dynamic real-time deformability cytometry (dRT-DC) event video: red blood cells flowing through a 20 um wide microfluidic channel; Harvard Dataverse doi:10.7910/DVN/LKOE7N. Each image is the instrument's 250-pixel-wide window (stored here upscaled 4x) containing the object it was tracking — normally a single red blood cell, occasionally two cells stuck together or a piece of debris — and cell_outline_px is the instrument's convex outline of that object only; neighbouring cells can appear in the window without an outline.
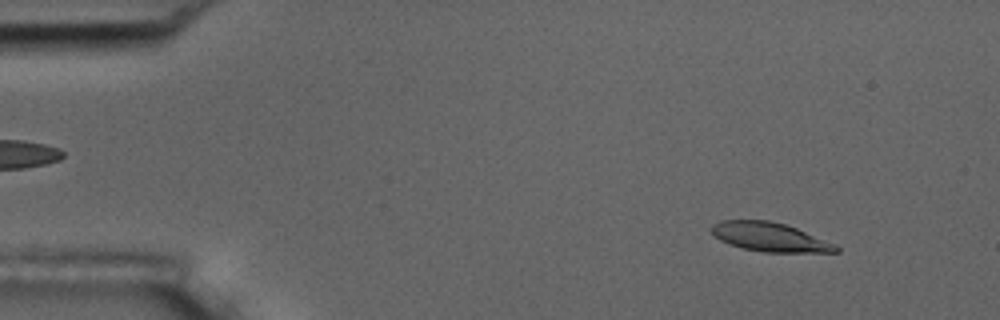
{"species": "common noctule bat (a hibernating species)", "species_latin": "Nyctalus noctula", "temperature_condition": "room temperature", "stored_images_in_passage": 55, "camera_frame_rate_fps": 3000, "um_per_image_px": 0.085, "animal": {"sex": "male", "body_mass_g": 17.5, "forearm_length_mm": 52.3}, "frame": {"image": 1, "passage_image": 6, "time_ms": 1.667, "image_size_px": [1000, 320], "cell_outline_px": [[840, 252], [764, 252], [744, 248], [720, 240], [708, 228], [712, 224], [720, 220], [768, 220], [784, 224], [796, 228], [836, 244], [840, 248]], "centroid_in_image_um": [65.44, 20.14], "position_along_channel_um": 19.6, "area_um2": 20.87}}
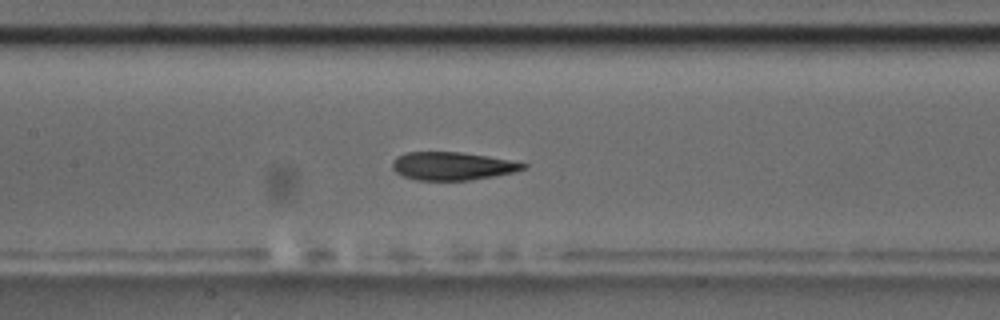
{"frame": {"image": 2, "passage_image": 26, "time_ms": 8.333, "image_size_px": [1000, 320], "cell_outline_px": [[528, 168], [516, 172], [496, 176], [472, 180], [416, 180], [404, 176], [396, 172], [392, 168], [392, 160], [396, 156], [404, 152], [460, 152], [488, 156], [528, 164]], "centroid_in_image_um": [38.46, 14.11], "position_along_channel_um": 168.9, "area_um2": 21.62}}
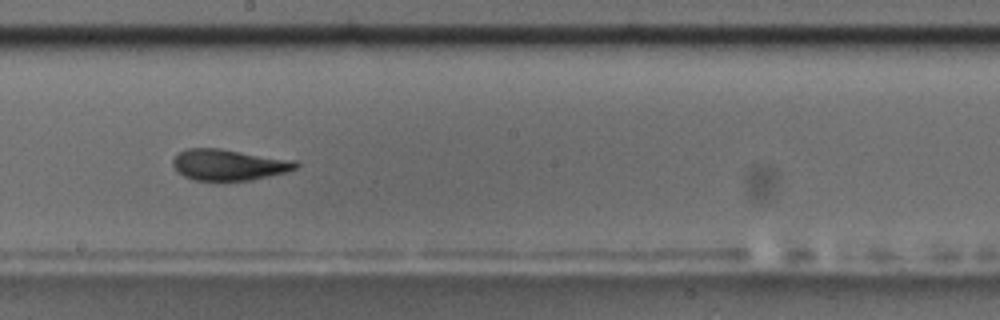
{"frame": {"image": 3, "passage_image": 31, "time_ms": 10.0, "image_size_px": [1000, 320], "cell_outline_px": [[300, 164], [296, 168], [288, 172], [252, 180], [192, 180], [184, 176], [172, 164], [172, 160], [180, 152], [188, 148], [220, 148], [296, 160]], "centroid_in_image_um": [19.5, 14.0], "position_along_channel_um": 228.7, "area_um2": 22.31}, "authors_computed_cell_mechanics": {"area_um2": 22.1952, "velocity_mm_per_s": 3.6165, "shape_relaxation_time_tau1_ms": 8.1861, "shape_relaxation_time_tau2_ms": 1.6163, "deformation_change_tau1": 0.2261, "deformation_change_tau2": 0.0888}}